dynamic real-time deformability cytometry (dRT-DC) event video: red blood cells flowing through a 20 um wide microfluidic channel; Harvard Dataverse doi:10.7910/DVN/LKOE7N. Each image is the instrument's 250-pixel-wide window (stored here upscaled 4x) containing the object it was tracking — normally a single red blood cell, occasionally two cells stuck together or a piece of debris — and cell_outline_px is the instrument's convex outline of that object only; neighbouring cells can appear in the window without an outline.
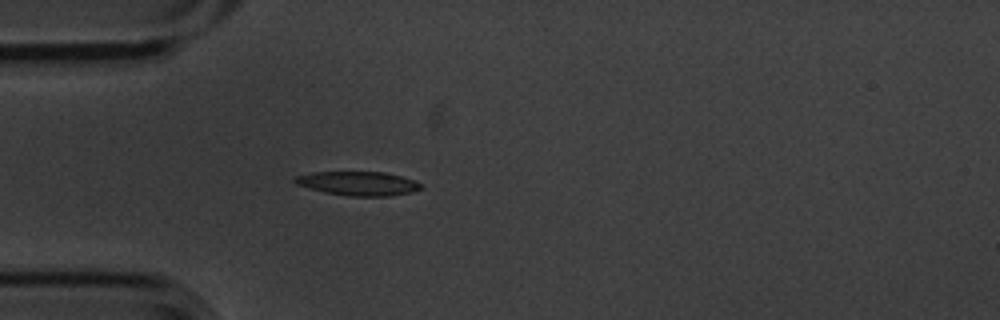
{"species": "common noctule bat (a hibernating species)", "species_latin": "Nyctalus noctula", "temperature_condition": "cold", "stored_images_in_passage": 4, "camera_frame_rate_fps": 3000, "um_per_image_px": 0.085, "animal": {"sex": "male", "body_mass_g": 20.1, "forearm_length_mm": 53.5}, "frame": {"image": 1, "passage_image": 4, "time_ms": 1.0, "image_size_px": [1000, 320], "cell_outline_px": [[424, 188], [412, 192], [392, 196], [348, 196], [324, 192], [296, 184], [292, 180], [296, 176], [312, 172], [384, 172], [400, 176], [412, 180], [420, 184]], "centroid_in_image_um": [30.44, 15.6], "position_along_channel_um": 54.6, "area_um2": 17.57}}